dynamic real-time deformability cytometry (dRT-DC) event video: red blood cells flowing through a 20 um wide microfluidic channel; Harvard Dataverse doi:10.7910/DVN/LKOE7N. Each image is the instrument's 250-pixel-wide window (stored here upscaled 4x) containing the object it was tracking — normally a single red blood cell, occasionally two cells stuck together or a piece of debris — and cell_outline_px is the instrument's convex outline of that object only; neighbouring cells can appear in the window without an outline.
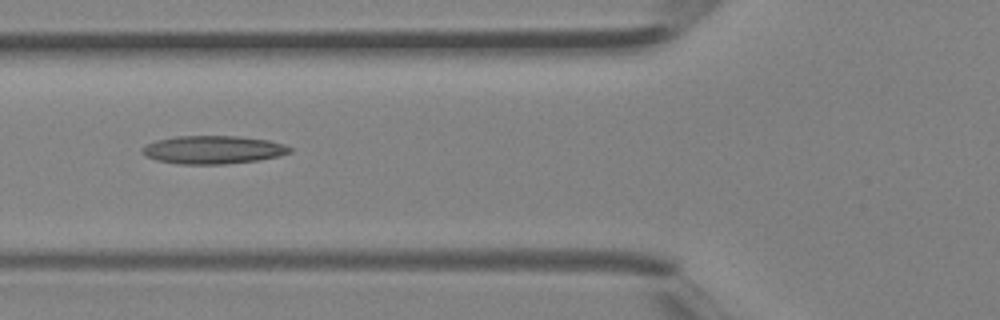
{"species": "Egyptian fruit bat (a non-hibernating species)", "species_latin": "Rousettus aegyptiacus", "temperature_condition": "room temperature", "stored_images_in_passage": 5, "camera_frame_rate_fps": 3000, "um_per_image_px": 0.085, "animal": {"sex": "female"}, "frame": {"image": 1, "passage_image": 4, "time_ms": 1.0, "image_size_px": [1000, 320], "cell_outline_px": [[292, 152], [280, 156], [256, 160], [224, 164], [176, 164], [156, 160], [144, 156], [140, 152], [148, 144], [156, 140], [176, 136], [236, 136], [268, 140], [284, 144], [292, 148]], "centroid_in_image_um": [18.1, 12.73], "position_along_channel_um": 107.7, "area_um2": 24.22}}
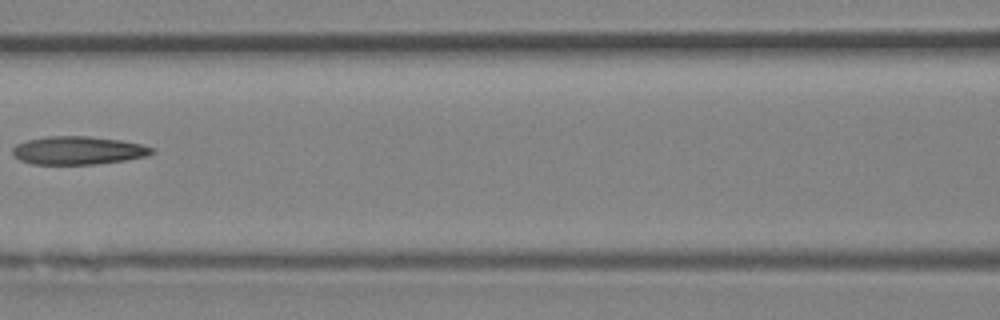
{"frame": {"image": 2, "passage_image": 5, "time_ms": 1.333, "image_size_px": [1000, 320], "cell_outline_px": [[156, 152], [144, 156], [124, 160], [96, 164], [32, 164], [20, 160], [12, 152], [12, 148], [16, 144], [28, 140], [48, 136], [88, 136], [120, 140], [140, 144], [156, 148]], "centroid_in_image_um": [6.65, 12.78], "position_along_channel_um": 160.0, "area_um2": 22.77}}